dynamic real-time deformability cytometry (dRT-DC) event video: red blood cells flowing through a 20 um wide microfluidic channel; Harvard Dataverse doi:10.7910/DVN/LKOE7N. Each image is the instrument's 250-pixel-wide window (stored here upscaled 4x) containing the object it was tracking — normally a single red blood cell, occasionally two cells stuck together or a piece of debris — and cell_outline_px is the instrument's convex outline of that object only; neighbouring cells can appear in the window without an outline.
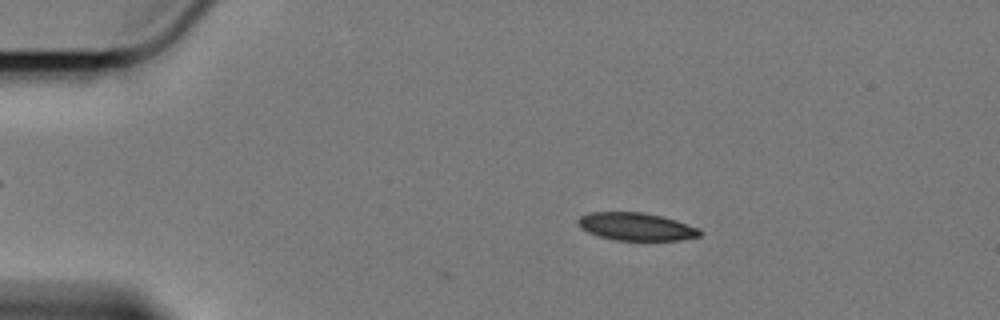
{"species": "Egyptian fruit bat (a non-hibernating species)", "species_latin": "Rousettus aegyptiacus", "temperature_condition": "cold", "stored_images_in_passage": 6, "camera_frame_rate_fps": 3000, "um_per_image_px": 0.085, "animal": {"sex": "female"}, "frame": {"image": 1, "passage_image": 1, "time_ms": 0.0, "image_size_px": [1000, 320], "cell_outline_px": [[704, 232], [700, 236], [680, 240], [616, 240], [600, 236], [588, 232], [580, 228], [576, 220], [580, 216], [592, 212], [644, 212], [676, 220], [700, 228]], "centroid_in_image_um": [54.1, 19.26], "position_along_channel_um": 30.9, "area_um2": 19.77}}